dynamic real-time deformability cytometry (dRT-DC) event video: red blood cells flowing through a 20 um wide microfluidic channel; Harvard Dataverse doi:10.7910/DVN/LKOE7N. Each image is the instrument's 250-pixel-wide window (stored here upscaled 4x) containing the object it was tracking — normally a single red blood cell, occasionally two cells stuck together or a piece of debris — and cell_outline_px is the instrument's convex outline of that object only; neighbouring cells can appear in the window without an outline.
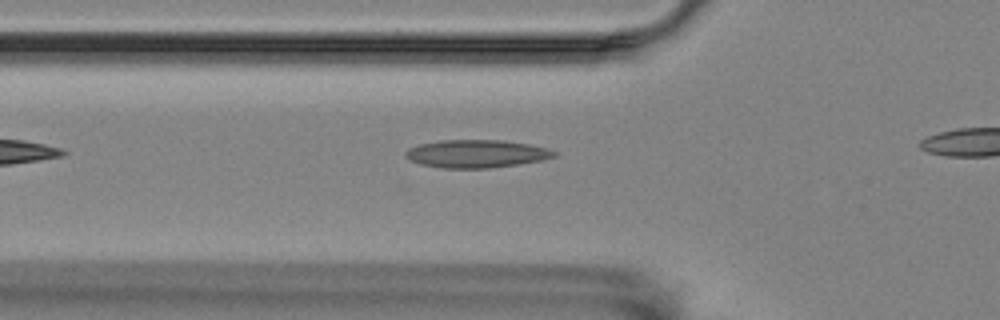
{"species": "Egyptian fruit bat (a non-hibernating species)", "species_latin": "Rousettus aegyptiacus", "temperature_condition": "room temperature", "stored_images_in_passage": 3, "camera_frame_rate_fps": 3000, "um_per_image_px": 0.085, "animal": {"sex": "female"}, "frame": {"image": 1, "passage_image": 2, "time_ms": 0.333, "image_size_px": [1000, 320], "cell_outline_px": [[560, 152], [556, 156], [540, 160], [516, 164], [488, 168], [440, 168], [420, 164], [404, 156], [404, 152], [408, 148], [420, 144], [440, 140], [504, 140], [528, 144], [548, 148]], "centroid_in_image_um": [40.49, 13.06], "position_along_channel_um": 85.3, "area_um2": 24.16}}